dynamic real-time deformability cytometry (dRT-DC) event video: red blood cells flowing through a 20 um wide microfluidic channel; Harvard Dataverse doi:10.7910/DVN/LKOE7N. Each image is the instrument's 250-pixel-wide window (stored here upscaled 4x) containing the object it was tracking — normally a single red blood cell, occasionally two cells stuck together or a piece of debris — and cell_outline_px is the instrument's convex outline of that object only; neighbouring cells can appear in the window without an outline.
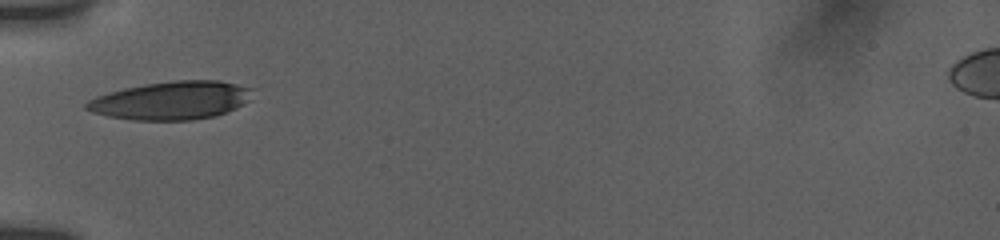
{"species": "human", "species_latin": "Homo sapiens", "temperature_condition": "room temperature", "stored_images_in_passage": 35, "camera_frame_rate_fps": 3000, "um_per_image_px": 0.085, "donor": {"sex": "female"}, "frame": {"image": 1, "passage_image": 1, "time_ms": 0.0, "image_size_px": [1000, 240], "cell_outline_px": [[256, 88], [236, 108], [216, 116], [192, 120], [132, 120], [108, 116], [92, 112], [84, 108], [84, 104], [88, 100], [96, 96], [108, 92], [124, 88], [144, 84], [172, 80], [220, 80]], "centroid_in_image_um": [14.52, 8.53], "position_along_channel_um": 70.5, "area_um2": 37.05}}
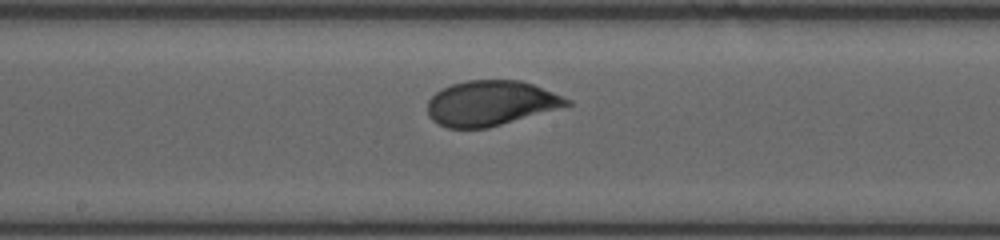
{"frame": {"image": 2, "passage_image": 18, "time_ms": 3.667, "image_size_px": [1000, 240], "cell_outline_px": [[572, 104], [488, 128], [448, 128], [432, 120], [428, 116], [428, 100], [436, 92], [452, 84], [468, 80], [520, 80], [532, 84], [572, 100]], "centroid_in_image_um": [41.69, 8.77], "position_along_channel_um": 206.5, "area_um2": 36.18}}
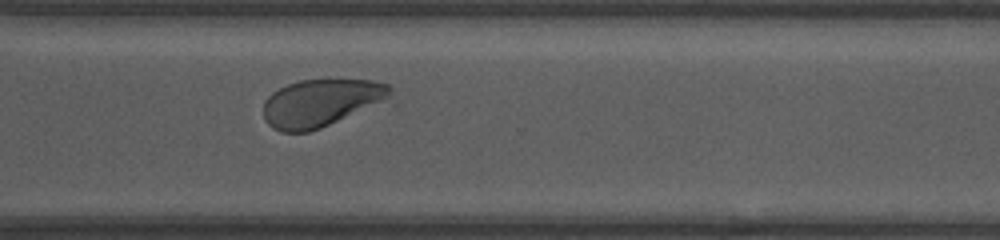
{"frame": {"image": 3, "passage_image": 28, "time_ms": 7.333, "image_size_px": [1000, 240], "cell_outline_px": [[392, 88], [388, 96], [320, 128], [308, 132], [280, 132], [272, 128], [264, 120], [264, 100], [272, 92], [288, 84], [300, 80], [372, 80], [388, 84]], "centroid_in_image_um": [27.14, 8.73], "position_along_channel_um": 343.5, "area_um2": 33.93}, "authors_computed_cell_mechanics": {"area_um2": 36.4718, "velocity_mm_per_s": 3.757, "shape_relaxation_time_tau1_ms": 2.2463, "shape_relaxation_time_tau2_ms": 0.9436, "deformation_change_tau1": 0.1349, "deformation_change_tau2": 0.0574}}